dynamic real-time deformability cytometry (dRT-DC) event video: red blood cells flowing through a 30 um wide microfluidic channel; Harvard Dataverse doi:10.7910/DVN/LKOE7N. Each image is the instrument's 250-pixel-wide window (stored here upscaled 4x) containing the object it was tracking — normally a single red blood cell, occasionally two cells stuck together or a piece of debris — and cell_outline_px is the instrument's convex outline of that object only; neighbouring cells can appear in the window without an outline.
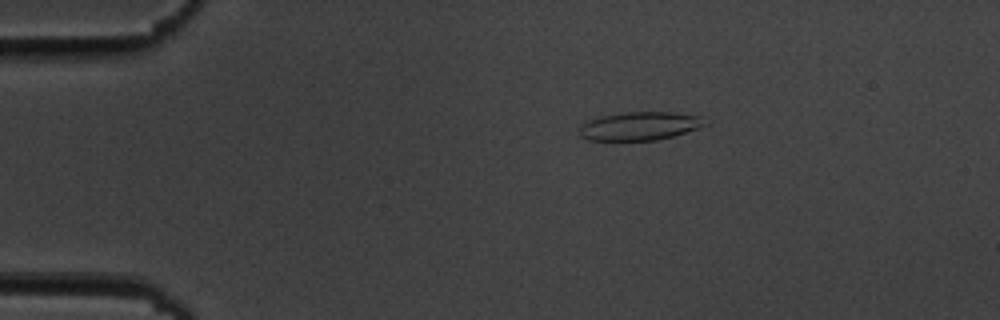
{"species": "common noctule bat (a hibernating species)", "species_latin": "Nyctalus noctula", "temperature_condition": "cold", "stored_images_in_passage": 48, "camera_frame_rate_fps": 3000, "um_per_image_px": 0.085, "animal": {"sex": "male", "body_mass_g": 19.5, "forearm_length_mm": 54.6}, "frame": {"image": 1, "passage_image": 3, "time_ms": 0.667, "image_size_px": [1000, 320], "cell_outline_px": [[708, 124], [672, 136], [656, 140], [588, 140], [580, 136], [580, 124], [588, 120], [600, 116], [624, 112], [672, 112], [700, 116]], "centroid_in_image_um": [54.33, 10.7], "position_along_channel_um": 30.7, "area_um2": 20.63}}
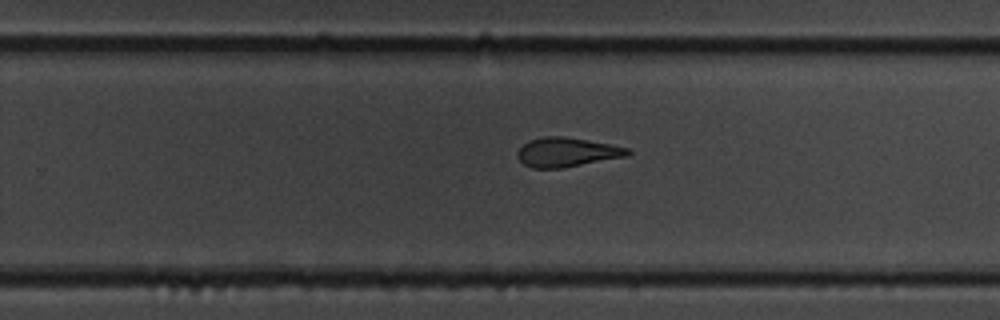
{"frame": {"image": 2, "passage_image": 28, "time_ms": 9.0, "image_size_px": [1000, 320], "cell_outline_px": [[632, 152], [628, 156], [560, 168], [532, 168], [524, 164], [516, 156], [516, 152], [524, 144], [532, 140], [544, 136], [564, 136], [588, 140], [628, 148]], "centroid_in_image_um": [48.17, 12.94], "position_along_channel_um": 281.6, "area_um2": 18.61}}
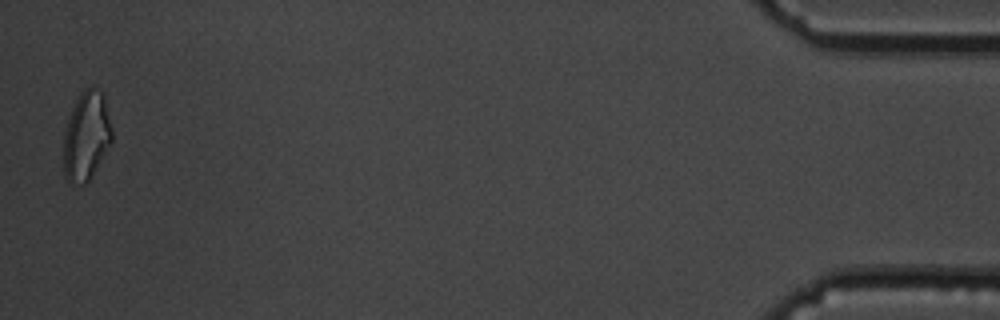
{"frame": {"image": 3, "passage_image": 47, "time_ms": 15.333, "image_size_px": [1000, 320], "cell_outline_px": [[112, 140], [88, 180], [84, 184], [68, 184], [64, 176], [64, 132], [68, 120], [76, 100], [80, 92], [84, 88], [92, 88], [104, 92], [112, 128]], "centroid_in_image_um": [7.34, 11.55], "position_along_channel_um": 427.9, "area_um2": 24.85}, "authors_computed_cell_mechanics": {"area_um2": 19.9121, "velocity_mm_per_s": 3.6595, "shape_relaxation_time_tau1_ms": 5.9954, "shape_relaxation_time_tau2_ms": 1.9583, "deformation_change_tau1": 0.1724, "deformation_change_tau2": 0.1014}}